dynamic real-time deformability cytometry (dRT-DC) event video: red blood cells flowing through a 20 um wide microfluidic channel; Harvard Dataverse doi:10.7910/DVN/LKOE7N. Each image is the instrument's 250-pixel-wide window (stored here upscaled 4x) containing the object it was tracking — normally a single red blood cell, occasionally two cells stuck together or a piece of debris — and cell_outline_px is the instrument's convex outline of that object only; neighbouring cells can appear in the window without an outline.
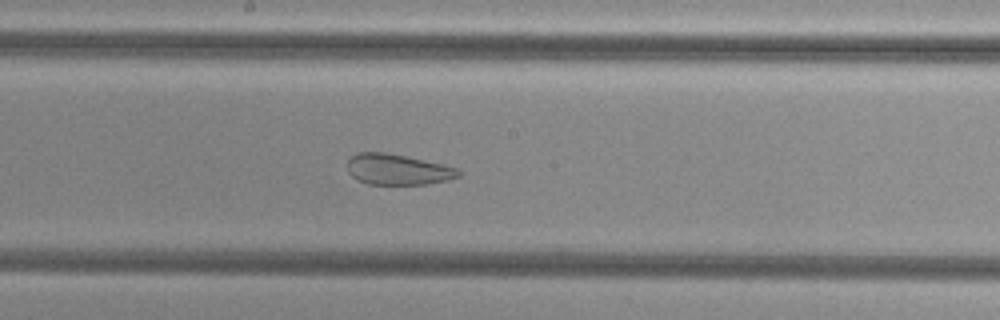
{"species": "common noctule bat (a hibernating species)", "species_latin": "Nyctalus noctula", "temperature_condition": "cold", "stored_images_in_passage": 52, "camera_frame_rate_fps": 3000, "um_per_image_px": 0.085, "animal": {"sex": "female", "body_mass_g": 29.2, "forearm_length_mm": 56.3}, "frame": {"image": 1, "passage_image": 27, "time_ms": 8.667, "image_size_px": [1000, 320], "cell_outline_px": [[460, 176], [448, 180], [428, 184], [368, 184], [356, 180], [348, 172], [348, 160], [356, 152], [384, 152], [404, 156], [440, 164], [456, 168], [460, 172]], "centroid_in_image_um": [33.76, 14.41], "position_along_channel_um": 214.4, "area_um2": 19.71}}
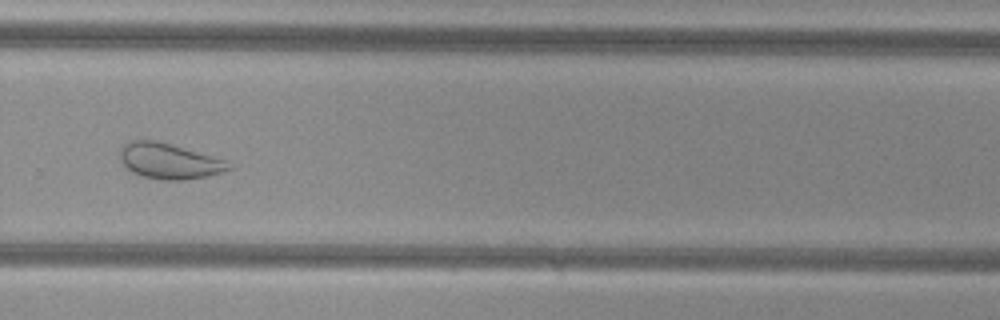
{"frame": {"image": 2, "passage_image": 35, "time_ms": 11.333, "image_size_px": [1000, 320], "cell_outline_px": [[232, 168], [220, 172], [204, 176], [184, 180], [164, 180], [144, 176], [132, 172], [120, 160], [120, 148], [128, 140], [156, 140], [212, 156], [224, 160], [232, 164]], "centroid_in_image_um": [14.34, 13.68], "position_along_channel_um": 315.5, "area_um2": 22.2}}
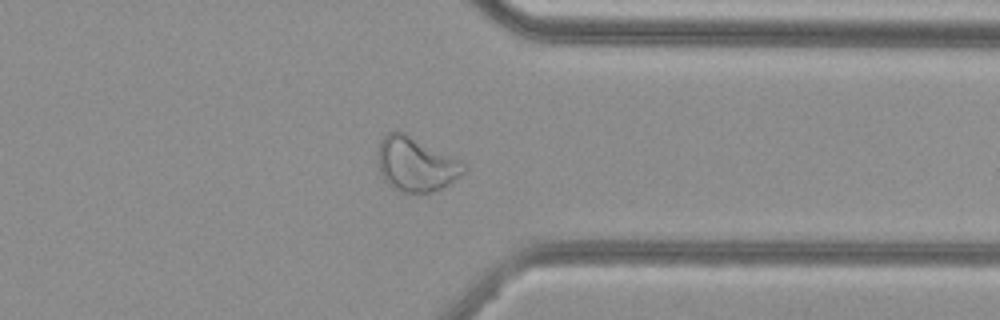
{"frame": {"image": 3, "passage_image": 40, "time_ms": 13.0, "image_size_px": [1000, 320], "cell_outline_px": [[468, 168], [460, 176], [448, 184], [432, 192], [400, 192], [392, 188], [384, 180], [380, 172], [376, 160], [376, 152], [380, 140], [388, 132], [400, 132], [460, 160], [468, 164]], "centroid_in_image_um": [35.31, 13.99], "position_along_channel_um": 376.1, "area_um2": 26.99}, "authors_computed_cell_mechanics": {"area_um2": 29.6803, "velocity_mm_per_s": 3.7928, "shape_relaxation_time_tau1_ms": null, "shape_relaxation_time_tau2_ms": 1.4632, "deformation_change_tau1": null, "deformation_change_tau2": 0.0928}}